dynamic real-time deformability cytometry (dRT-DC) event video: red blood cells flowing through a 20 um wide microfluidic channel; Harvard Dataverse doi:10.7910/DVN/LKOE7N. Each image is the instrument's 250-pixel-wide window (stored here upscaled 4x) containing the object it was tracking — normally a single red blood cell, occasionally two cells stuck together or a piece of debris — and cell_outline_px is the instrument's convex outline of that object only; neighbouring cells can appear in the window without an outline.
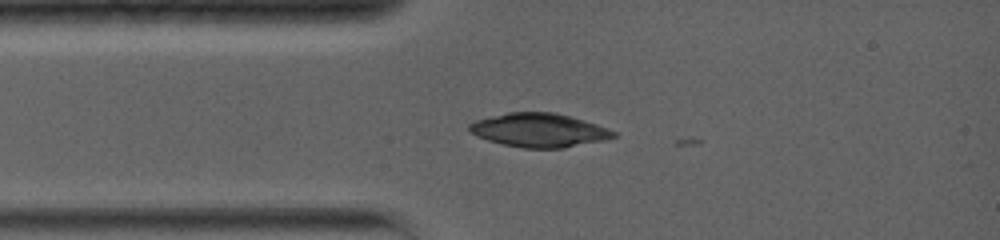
{"species": "common noctule bat (a hibernating species)", "species_latin": "Nyctalus noctula", "temperature_condition": "warm", "stored_images_in_passage": 14, "camera_frame_rate_fps": 5000, "um_per_image_px": 0.085, "animal": {"sex": "female", "body_mass_g": 19.0, "forearm_length_mm": 56.7}, "frame": {"image": 1, "passage_image": 6, "time_ms": 2.4, "image_size_px": [1000, 240], "cell_outline_px": [[616, 136], [604, 140], [564, 148], [524, 148], [504, 144], [488, 140], [476, 136], [468, 132], [468, 124], [476, 120], [508, 112], [552, 112], [584, 120], [608, 128], [616, 132]], "centroid_in_image_um": [45.8, 11.07], "position_along_channel_um": 39.2, "area_um2": 28.26}}
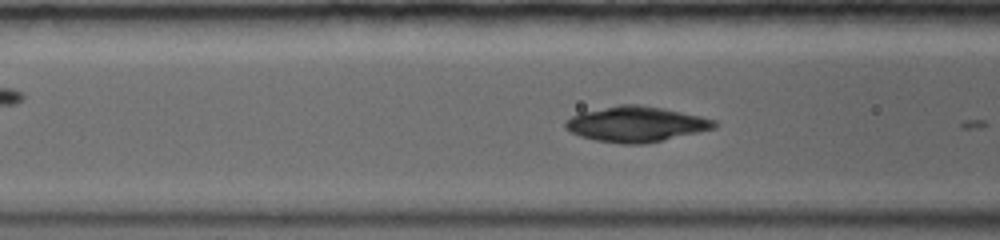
{"frame": {"image": 2, "passage_image": 11, "time_ms": 4.4, "image_size_px": [1000, 240], "cell_outline_px": [[716, 128], [644, 144], [620, 144], [596, 140], [580, 136], [564, 128], [564, 120], [580, 112], [620, 104], [640, 104], [664, 108], [700, 116], [716, 120]], "centroid_in_image_um": [54.04, 10.54], "position_along_channel_um": 112.6, "area_um2": 30.75}}
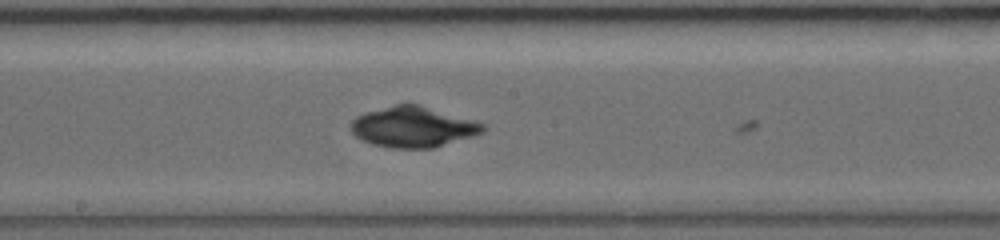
{"frame": {"image": 3, "passage_image": 14, "time_ms": 7.0, "image_size_px": [1000, 240], "cell_outline_px": [[488, 128], [484, 132], [472, 136], [432, 148], [392, 148], [372, 144], [356, 136], [352, 132], [352, 120], [356, 116], [364, 112], [396, 104], [420, 104], [472, 120], [484, 124]], "centroid_in_image_um": [35.11, 10.78], "position_along_channel_um": 213.1, "area_um2": 31.04}}